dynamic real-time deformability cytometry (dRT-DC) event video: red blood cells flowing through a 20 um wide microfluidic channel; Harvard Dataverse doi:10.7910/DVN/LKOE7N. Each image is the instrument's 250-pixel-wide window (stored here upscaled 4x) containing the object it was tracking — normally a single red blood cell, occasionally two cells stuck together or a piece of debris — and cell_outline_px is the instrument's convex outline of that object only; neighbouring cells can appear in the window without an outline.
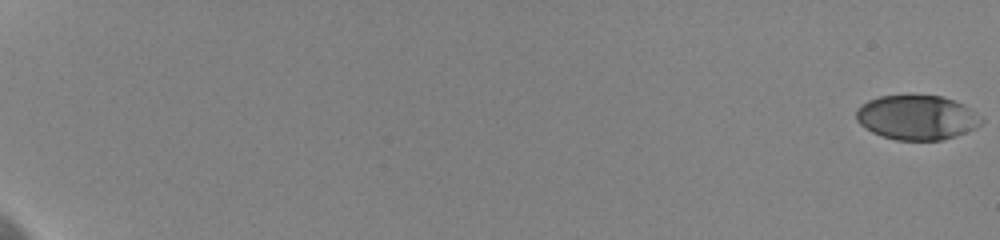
{"species": "human", "species_latin": "Homo sapiens", "temperature_condition": "cold", "stored_images_in_passage": 28, "camera_frame_rate_fps": 3000, "um_per_image_px": 0.085, "donor": {"sex": "female"}, "frame": {"image": 1, "passage_image": 1, "time_ms": 0.0, "image_size_px": [1000, 240], "cell_outline_px": [[984, 120], [976, 128], [940, 140], [896, 140], [872, 132], [864, 128], [856, 120], [856, 108], [868, 100], [880, 96], [908, 92], [912, 92], [940, 96], [964, 104]], "centroid_in_image_um": [77.88, 9.93], "position_along_channel_um": 7.1, "area_um2": 33.06}}
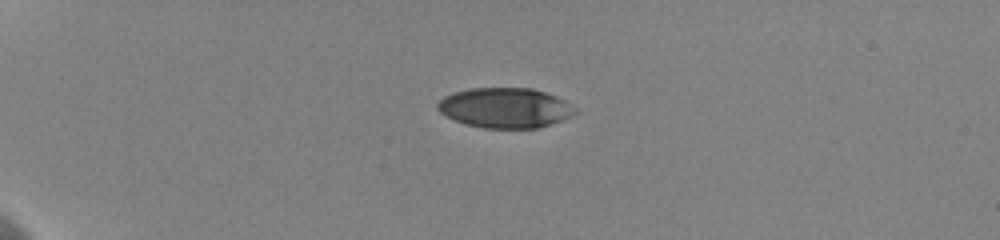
{"frame": {"image": 2, "passage_image": 21, "time_ms": 5.667, "image_size_px": [1000, 240], "cell_outline_px": [[576, 112], [552, 124], [536, 128], [484, 128], [464, 124], [440, 112], [436, 108], [436, 104], [444, 96], [468, 88], [532, 88], [556, 96], [564, 100], [576, 108]], "centroid_in_image_um": [42.91, 9.16], "position_along_channel_um": 42.1, "area_um2": 31.91}}